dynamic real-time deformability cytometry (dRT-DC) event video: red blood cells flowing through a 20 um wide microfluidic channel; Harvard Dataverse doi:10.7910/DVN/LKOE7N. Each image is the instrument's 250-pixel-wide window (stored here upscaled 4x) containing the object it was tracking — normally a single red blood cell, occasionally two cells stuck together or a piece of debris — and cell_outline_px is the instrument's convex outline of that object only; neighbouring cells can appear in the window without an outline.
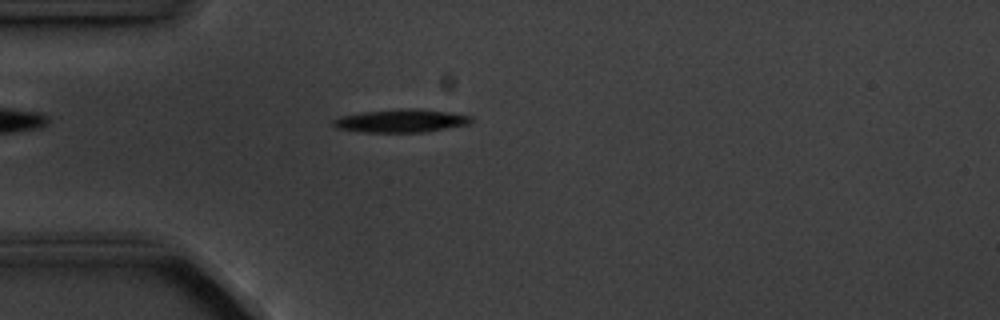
{"species": "common noctule bat (a hibernating species)", "species_latin": "Nyctalus noctula", "temperature_condition": "cold", "stored_images_in_passage": 3, "camera_frame_rate_fps": 3000, "um_per_image_px": 0.085, "animal": {"sex": "male", "body_mass_g": 20.1, "forearm_length_mm": 53.5}, "frame": {"image": 1, "passage_image": 3, "time_ms": 3.0, "image_size_px": [1000, 320], "cell_outline_px": [[472, 120], [468, 124], [424, 132], [364, 132], [336, 128], [332, 124], [332, 120], [340, 116], [364, 112], [408, 108], [448, 112], [472, 116]], "centroid_in_image_um": [34.06, 10.27], "position_along_channel_um": 50.9, "area_um2": 18.26}}